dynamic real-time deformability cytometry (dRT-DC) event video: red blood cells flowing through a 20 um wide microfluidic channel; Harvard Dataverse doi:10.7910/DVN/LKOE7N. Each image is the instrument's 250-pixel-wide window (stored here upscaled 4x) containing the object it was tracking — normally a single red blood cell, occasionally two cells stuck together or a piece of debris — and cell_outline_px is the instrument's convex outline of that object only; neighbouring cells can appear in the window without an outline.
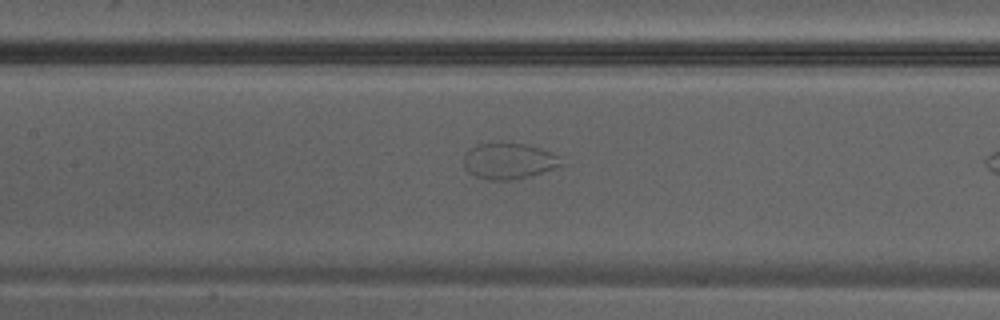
{"species": "Egyptian fruit bat (a non-hibernating species)", "species_latin": "Rousettus aegyptiacus", "temperature_condition": "warm", "stored_images_in_passage": 21, "camera_frame_rate_fps": 3000, "um_per_image_px": 0.085, "animal": {"sex": "male"}, "frame": {"image": 1, "passage_image": 15, "time_ms": 4.667, "image_size_px": [1000, 320], "cell_outline_px": [[568, 164], [540, 172], [508, 180], [492, 180], [476, 176], [468, 172], [464, 168], [464, 156], [476, 144], [524, 144], [540, 148], [560, 156]], "centroid_in_image_um": [43.28, 13.69], "position_along_channel_um": 164.1, "area_um2": 20.0}}
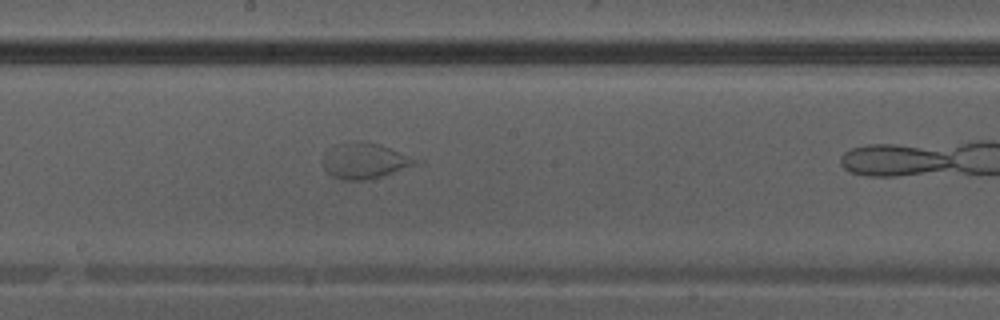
{"frame": {"image": 2, "passage_image": 18, "time_ms": 5.667, "image_size_px": [1000, 320], "cell_outline_px": [[416, 164], [380, 176], [364, 180], [340, 180], [332, 176], [324, 168], [320, 160], [324, 152], [328, 148], [336, 144], [348, 140], [360, 140], [376, 144], [388, 148], [416, 160]], "centroid_in_image_um": [30.81, 13.65], "position_along_channel_um": 217.4, "area_um2": 19.02}}